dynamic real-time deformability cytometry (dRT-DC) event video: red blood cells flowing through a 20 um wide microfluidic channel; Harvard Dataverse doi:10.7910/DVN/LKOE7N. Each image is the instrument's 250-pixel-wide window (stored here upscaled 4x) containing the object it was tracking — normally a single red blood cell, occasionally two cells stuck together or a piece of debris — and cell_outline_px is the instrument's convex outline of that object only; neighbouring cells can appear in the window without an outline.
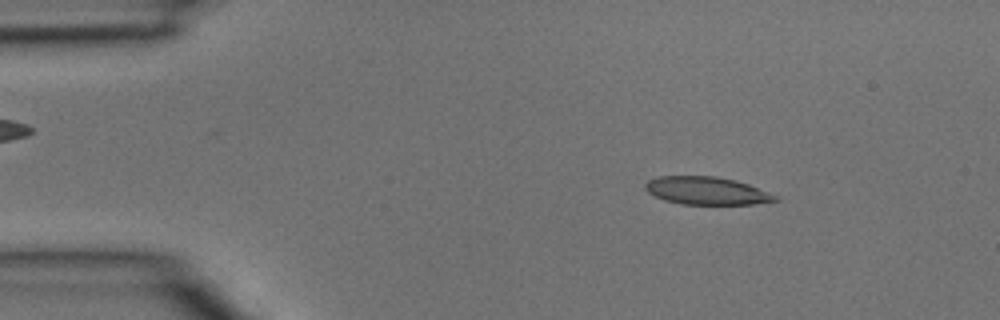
{"species": "common noctule bat (a hibernating species)", "species_latin": "Nyctalus noctula", "temperature_condition": "room temperature", "stored_images_in_passage": 4, "camera_frame_rate_fps": 3000, "um_per_image_px": 0.085, "animal": {"sex": "male", "body_mass_g": 15.6}, "frame": {"image": 1, "passage_image": 4, "time_ms": 1.0, "image_size_px": [1000, 320], "cell_outline_px": [[780, 200], [752, 204], [680, 204], [664, 200], [648, 192], [644, 188], [644, 184], [648, 180], [656, 176], [716, 176], [736, 180], [748, 184], [780, 196]], "centroid_in_image_um": [60.07, 16.21], "position_along_channel_um": 24.9, "area_um2": 21.21}}